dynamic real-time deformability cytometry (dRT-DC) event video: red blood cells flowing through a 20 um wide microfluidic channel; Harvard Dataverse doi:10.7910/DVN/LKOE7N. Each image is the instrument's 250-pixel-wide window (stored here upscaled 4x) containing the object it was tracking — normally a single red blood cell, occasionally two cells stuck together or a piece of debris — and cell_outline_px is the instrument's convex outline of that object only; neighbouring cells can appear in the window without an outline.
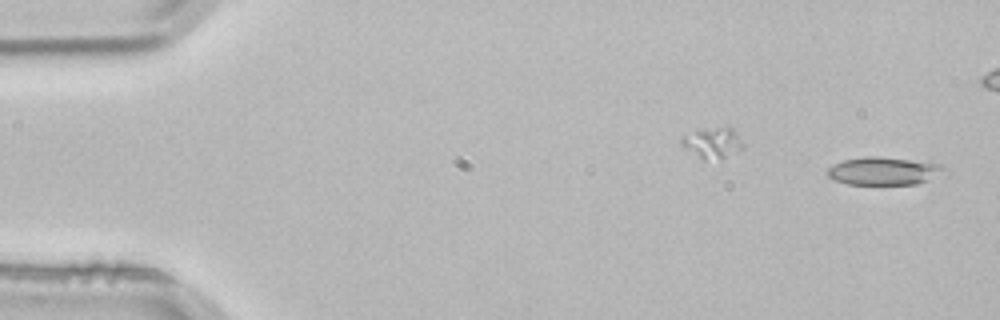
{"species": "common noctule bat (a hibernating species)", "species_latin": "Nyctalus noctula", "temperature_condition": "room temperature", "stored_images_in_passage": 3, "camera_frame_rate_fps": 3000, "um_per_image_px": 0.085, "animal": {"sex": "male", "body_mass_g": 21.5, "forearm_length_mm": 52.0}, "frame": {"image": 1, "passage_image": 1, "time_ms": 0.0, "image_size_px": [1000, 320], "cell_outline_px": [[944, 168], [924, 180], [916, 184], [848, 184], [836, 180], [828, 176], [828, 168], [844, 160], [864, 156], [876, 156], [940, 164]], "centroid_in_image_um": [74.99, 14.53], "position_along_channel_um": 10.0, "area_um2": 18.03}}
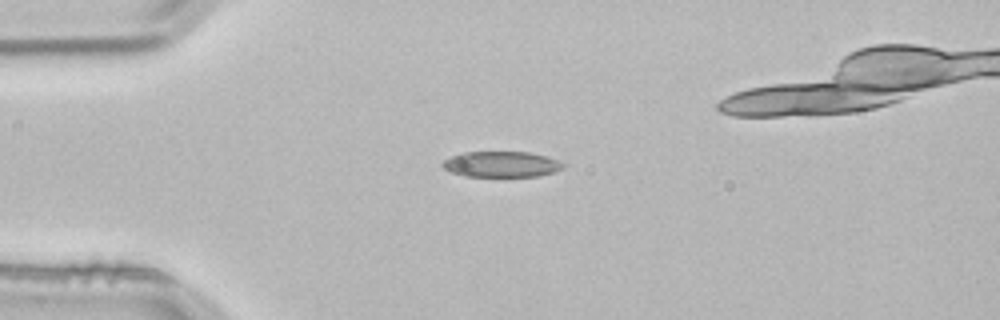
{"frame": {"image": 2, "passage_image": 3, "time_ms": 0.667, "image_size_px": [1000, 320], "cell_outline_px": [[564, 168], [540, 176], [464, 176], [448, 172], [440, 164], [444, 160], [452, 156], [464, 152], [532, 152], [548, 156], [564, 164]], "centroid_in_image_um": [42.6, 13.96], "position_along_channel_um": 42.4, "area_um2": 18.15}}